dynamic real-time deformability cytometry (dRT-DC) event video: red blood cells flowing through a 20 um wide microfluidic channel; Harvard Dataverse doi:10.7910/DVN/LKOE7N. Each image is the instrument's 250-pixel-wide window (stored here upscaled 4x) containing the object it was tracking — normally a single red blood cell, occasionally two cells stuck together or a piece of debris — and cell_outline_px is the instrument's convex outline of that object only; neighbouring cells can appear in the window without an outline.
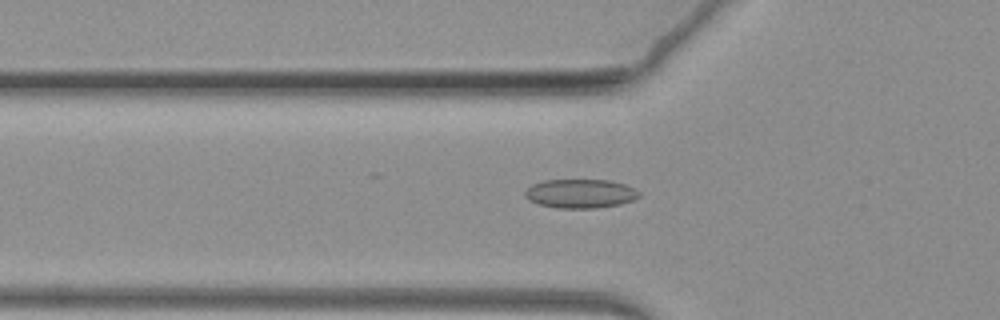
{"species": "common noctule bat (a hibernating species)", "species_latin": "Nyctalus noctula", "temperature_condition": "warm", "stored_images_in_passage": 47, "camera_frame_rate_fps": 3000, "um_per_image_px": 0.085, "animal": {"sex": "female", "body_mass_g": 19.3, "forearm_length_mm": 54.1}, "frame": {"image": 1, "passage_image": 3, "time_ms": 0.667, "image_size_px": [1000, 320], "cell_outline_px": [[640, 196], [632, 200], [620, 204], [596, 208], [556, 208], [540, 204], [528, 200], [524, 196], [524, 192], [532, 184], [544, 180], [608, 180], [624, 184], [640, 192]], "centroid_in_image_um": [49.3, 16.46], "position_along_channel_um": 76.5, "area_um2": 19.19}}
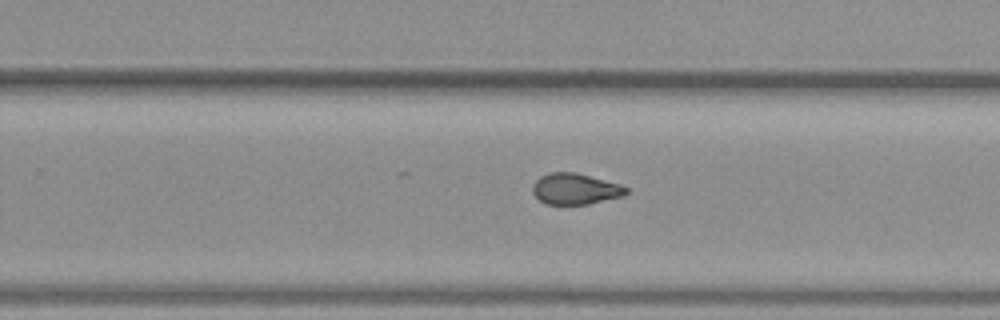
{"frame": {"image": 2, "passage_image": 23, "time_ms": 7.333, "image_size_px": [1000, 320], "cell_outline_px": [[628, 192], [624, 196], [588, 204], [544, 204], [532, 192], [532, 184], [540, 176], [552, 172], [576, 172], [620, 184], [628, 188]], "centroid_in_image_um": [48.9, 16.05], "position_along_channel_um": 280.9, "area_um2": 16.99}}
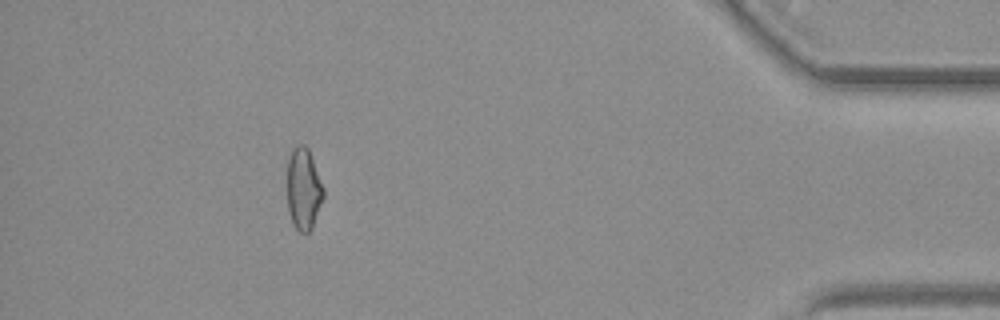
{"frame": {"image": 3, "passage_image": 41, "time_ms": 13.333, "image_size_px": [1000, 320], "cell_outline_px": [[324, 196], [312, 228], [308, 232], [300, 232], [292, 224], [288, 208], [288, 156], [292, 148], [300, 144], [304, 144], [308, 148], [324, 188]], "centroid_in_image_um": [25.8, 16.05], "position_along_channel_um": 409.4, "area_um2": 17.22}}